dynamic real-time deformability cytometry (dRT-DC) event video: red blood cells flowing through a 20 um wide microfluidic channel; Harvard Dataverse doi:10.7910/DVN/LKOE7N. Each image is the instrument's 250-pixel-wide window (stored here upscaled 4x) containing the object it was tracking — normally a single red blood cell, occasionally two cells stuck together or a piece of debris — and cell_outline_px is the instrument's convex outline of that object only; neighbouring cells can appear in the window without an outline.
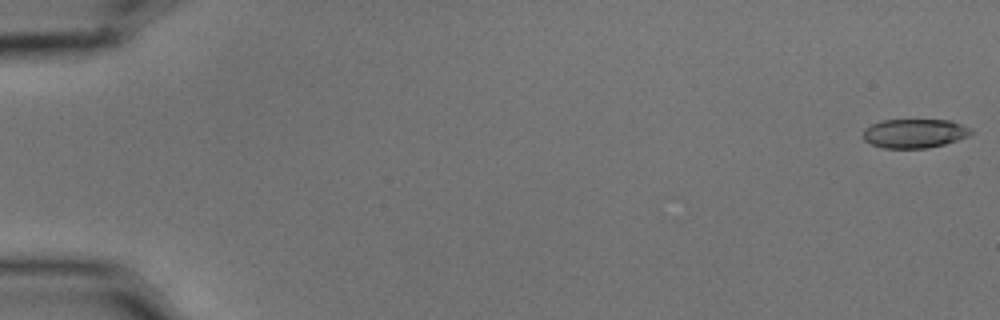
{"species": "common noctule bat (a hibernating species)", "species_latin": "Nyctalus noctula", "temperature_condition": "cold", "stored_images_in_passage": 6, "camera_frame_rate_fps": 3000, "um_per_image_px": 0.085, "animal": {"sex": "male", "body_mass_g": 15.6}, "frame": {"image": 1, "passage_image": 1, "time_ms": 0.0, "image_size_px": [1000, 320], "cell_outline_px": [[972, 132], [968, 136], [944, 144], [924, 148], [884, 148], [872, 144], [864, 140], [864, 132], [872, 124], [880, 120], [952, 120], [972, 128]], "centroid_in_image_um": [77.77, 11.33], "position_along_channel_um": 7.2, "area_um2": 18.09}}
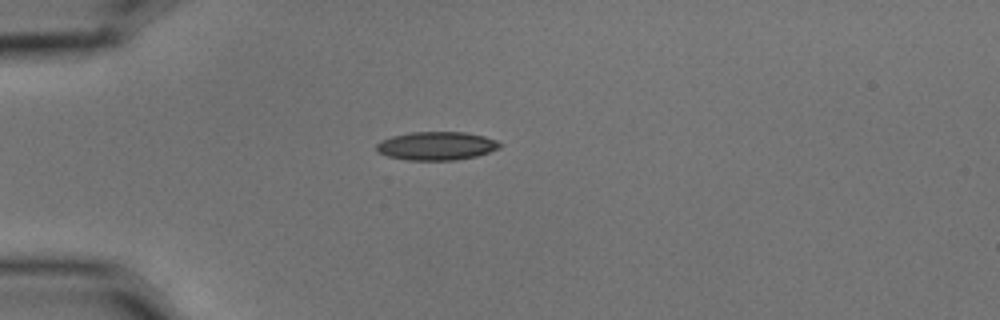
{"frame": {"image": 2, "passage_image": 5, "time_ms": 1.333, "image_size_px": [1000, 320], "cell_outline_px": [[504, 144], [500, 148], [476, 156], [456, 160], [408, 160], [388, 156], [376, 152], [376, 144], [380, 140], [392, 136], [412, 132], [464, 132], [484, 136], [496, 140]], "centroid_in_image_um": [37.1, 12.4], "position_along_channel_um": 47.9, "area_um2": 20.52}}